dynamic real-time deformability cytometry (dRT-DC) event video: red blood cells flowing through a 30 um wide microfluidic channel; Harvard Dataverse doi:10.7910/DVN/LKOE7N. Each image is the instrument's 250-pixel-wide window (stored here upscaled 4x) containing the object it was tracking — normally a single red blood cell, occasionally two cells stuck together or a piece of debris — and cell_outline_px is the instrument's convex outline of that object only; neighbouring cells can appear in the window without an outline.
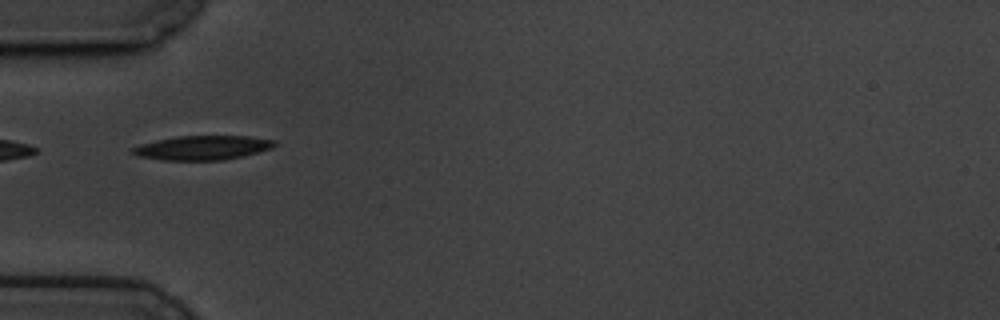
{"species": "common noctule bat (a hibernating species)", "species_latin": "Nyctalus noctula", "temperature_condition": "cold", "stored_images_in_passage": 24, "camera_frame_rate_fps": 3000, "um_per_image_px": 0.085, "animal": {"sex": "male", "body_mass_g": 19.5, "forearm_length_mm": 54.6}, "frame": {"image": 1, "passage_image": 1, "time_ms": 0.0, "image_size_px": [1000, 320], "cell_outline_px": [[276, 144], [272, 148], [244, 156], [224, 160], [164, 160], [136, 156], [132, 152], [132, 148], [140, 144], [156, 140], [176, 136], [248, 136], [276, 140]], "centroid_in_image_um": [17.22, 12.56], "position_along_channel_um": 67.8, "area_um2": 20.11}}
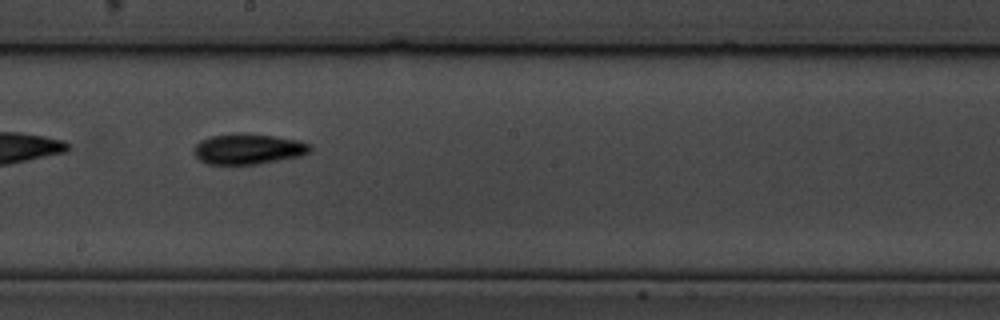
{"frame": {"image": 2, "passage_image": 15, "time_ms": 4.667, "image_size_px": [1000, 320], "cell_outline_px": [[312, 148], [308, 152], [300, 156], [256, 164], [208, 164], [200, 160], [196, 156], [192, 148], [200, 140], [212, 136], [232, 132], [244, 132], [276, 136], [300, 140], [312, 144]], "centroid_in_image_um": [21.1, 12.63], "position_along_channel_um": 227.1, "area_um2": 20.98}}